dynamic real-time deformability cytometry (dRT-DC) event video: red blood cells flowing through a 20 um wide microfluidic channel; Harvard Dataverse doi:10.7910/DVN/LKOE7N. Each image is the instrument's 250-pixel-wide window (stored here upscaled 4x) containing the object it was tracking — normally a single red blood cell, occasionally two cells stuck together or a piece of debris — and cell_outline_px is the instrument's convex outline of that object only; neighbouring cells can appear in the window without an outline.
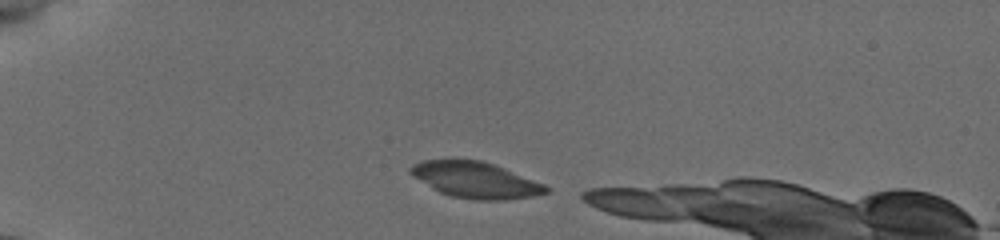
{"species": "common noctule bat (a hibernating species)", "species_latin": "Nyctalus noctula", "temperature_condition": "cold", "stored_images_in_passage": 55, "camera_frame_rate_fps": 3000, "um_per_image_px": 0.085, "animal": {"sex": "female", "body_mass_g": 19.5, "forearm_length_mm": 54.1}, "frame": {"image": 1, "passage_image": 2, "time_ms": 0.333, "image_size_px": [1000, 240], "cell_outline_px": [[552, 192], [532, 196], [504, 200], [472, 200], [452, 196], [440, 192], [432, 188], [412, 176], [408, 172], [408, 168], [412, 164], [424, 160], [480, 160], [504, 168], [544, 184], [552, 188]], "centroid_in_image_um": [40.43, 15.31], "position_along_channel_um": 44.6, "area_um2": 28.44}}
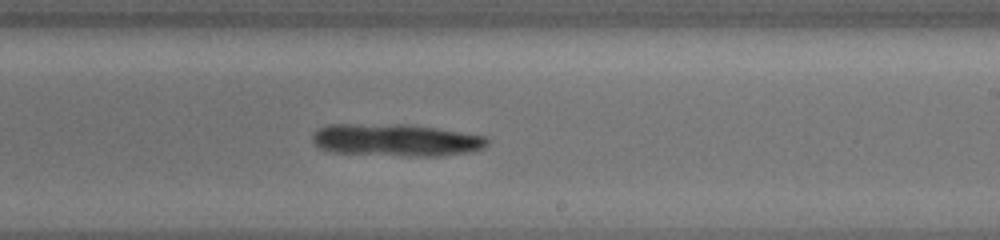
{"frame": {"image": 2, "passage_image": 37, "time_ms": 7.0, "image_size_px": [1000, 240], "cell_outline_px": [[488, 144], [484, 148], [472, 152], [444, 156], [408, 156], [332, 152], [320, 148], [312, 140], [312, 136], [320, 128], [328, 124], [404, 124], [460, 132], [484, 136], [488, 140]], "centroid_in_image_um": [33.67, 11.92], "position_along_channel_um": 255.3, "area_um2": 32.83}}
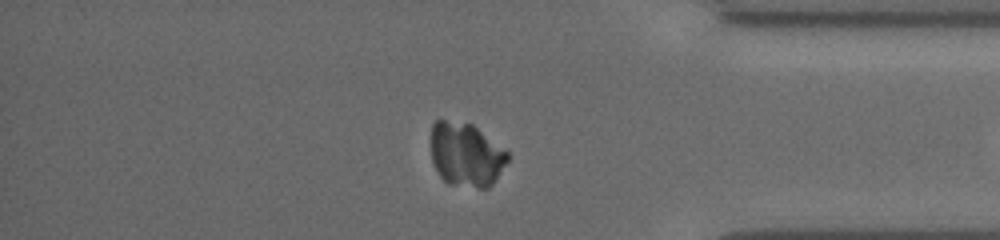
{"frame": {"image": 3, "passage_image": 54, "time_ms": 11.0, "image_size_px": [1000, 240], "cell_outline_px": [[508, 160], [492, 184], [488, 188], [480, 188], [448, 184], [440, 176], [432, 160], [432, 124], [436, 120], [444, 120], [472, 124], [508, 152]], "centroid_in_image_um": [39.61, 13.15], "position_along_channel_um": 395.6, "area_um2": 28.21}}